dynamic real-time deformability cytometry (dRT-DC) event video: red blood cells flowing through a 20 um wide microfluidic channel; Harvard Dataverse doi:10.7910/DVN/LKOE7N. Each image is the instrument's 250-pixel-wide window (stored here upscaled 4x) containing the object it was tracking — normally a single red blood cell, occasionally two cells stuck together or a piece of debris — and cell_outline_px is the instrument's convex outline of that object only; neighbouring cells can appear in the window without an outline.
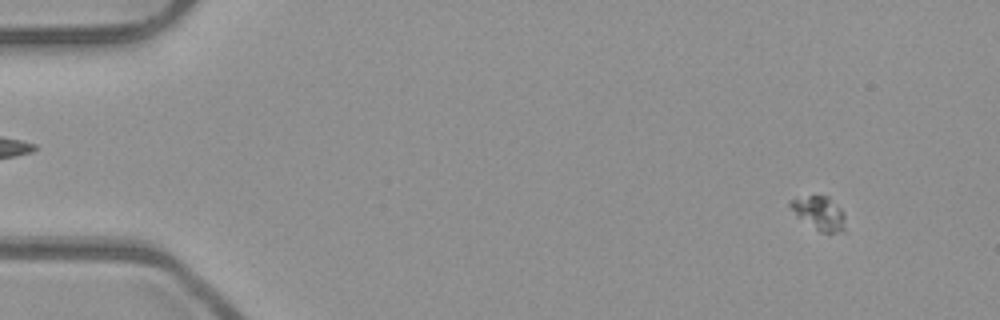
{"species": "common noctule bat (a hibernating species)", "species_latin": "Nyctalus noctula", "temperature_condition": "room temperature", "stored_images_in_passage": 56, "segment_of_instrument_passage": [1, 2], "camera_frame_rate_fps": 3000, "um_per_image_px": 0.085, "animal": {"sex": "male", "body_mass_g": 23.1, "forearm_length_mm": 52.7}, "frame": {"image": 1, "passage_image": 6, "time_ms": 1.667, "image_size_px": [1000, 320], "cell_outline_px": [[844, 232], [820, 232], [796, 216], [788, 204], [792, 200], [808, 196], [828, 196], [844, 212]], "centroid_in_image_um": [69.65, 18.13], "position_along_channel_um": 15.4, "area_um2": 10.58}}
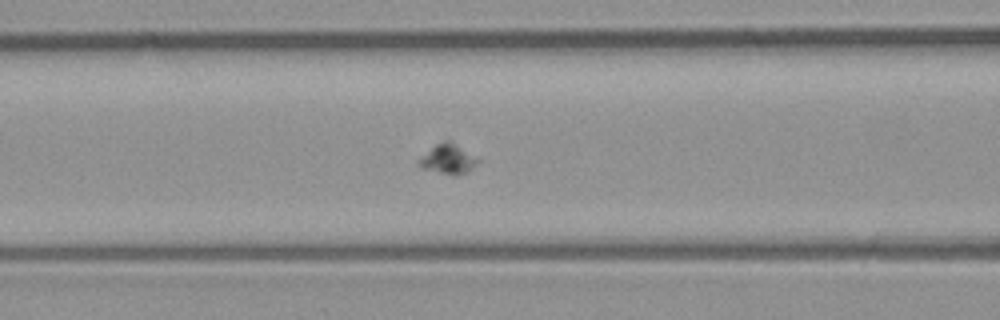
{"frame": {"image": 2, "passage_image": 24, "time_ms": 7.667, "image_size_px": [1000, 320], "cell_outline_px": [[480, 160], [468, 172], [456, 176], [452, 176], [420, 168], [416, 164], [416, 160], [436, 144], [444, 140], [448, 140]], "centroid_in_image_um": [38.01, 13.56], "position_along_channel_um": 128.6, "area_um2": 10.23}}
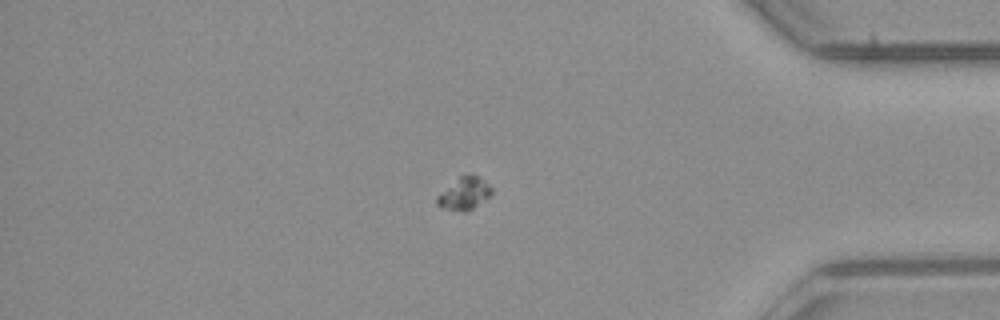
{"frame": {"image": 3, "passage_image": 47, "time_ms": 15.333, "image_size_px": [1000, 320], "cell_outline_px": [[492, 196], [472, 208], [464, 212], [440, 208], [436, 204], [436, 196], [464, 172], [472, 172], [488, 184], [492, 188]], "centroid_in_image_um": [39.46, 16.43], "position_along_channel_um": 395.7, "area_um2": 10.58}}